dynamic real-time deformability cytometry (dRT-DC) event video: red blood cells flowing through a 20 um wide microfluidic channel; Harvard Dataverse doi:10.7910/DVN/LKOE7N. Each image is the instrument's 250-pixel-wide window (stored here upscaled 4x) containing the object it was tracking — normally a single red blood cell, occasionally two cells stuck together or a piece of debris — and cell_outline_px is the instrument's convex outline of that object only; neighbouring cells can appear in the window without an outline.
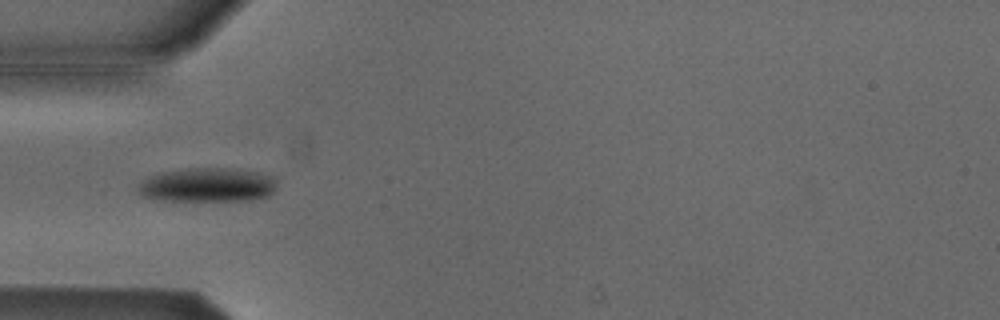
{"species": "Egyptian fruit bat (a non-hibernating species)", "species_latin": "Rousettus aegyptiacus", "temperature_condition": "cold", "stored_images_in_passage": 36, "camera_frame_rate_fps": 3000, "um_per_image_px": 0.085, "animal": {"sex": "male"}, "frame": {"image": 1, "passage_image": 6, "time_ms": 1.667, "image_size_px": [1000, 320], "cell_outline_px": [[276, 188], [268, 196], [252, 200], [164, 200], [140, 196], [136, 188], [144, 180], [160, 172], [188, 168], [224, 168], [256, 172], [276, 176]], "centroid_in_image_um": [17.66, 15.72], "position_along_channel_um": 67.3, "area_um2": 27.51}}
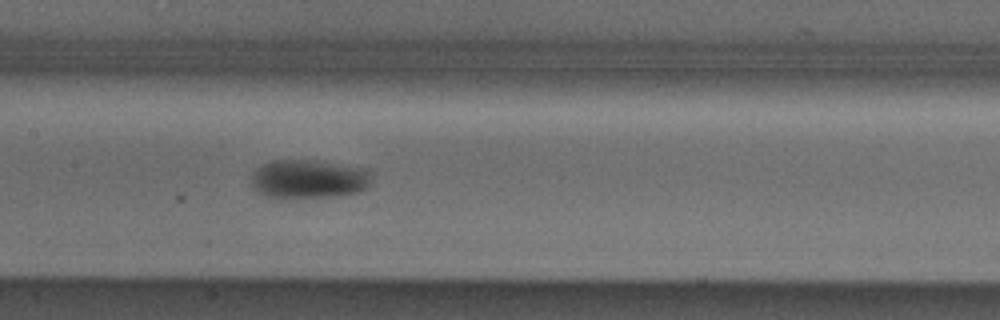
{"frame": {"image": 2, "passage_image": 15, "time_ms": 4.667, "image_size_px": [1000, 320], "cell_outline_px": [[372, 184], [368, 188], [360, 192], [336, 196], [288, 200], [284, 200], [268, 196], [260, 192], [252, 184], [252, 176], [256, 168], [260, 164], [272, 160], [316, 160], [368, 168], [372, 172]], "centroid_in_image_um": [26.31, 15.23], "position_along_channel_um": 181.1, "area_um2": 28.21}}
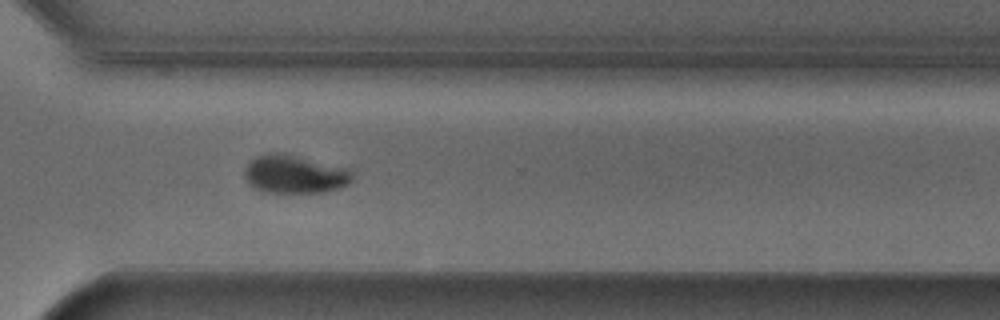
{"frame": {"image": 3, "passage_image": 28, "time_ms": 9.0, "image_size_px": [1000, 320], "cell_outline_px": [[352, 180], [348, 184], [340, 188], [324, 192], [264, 192], [248, 184], [244, 176], [244, 172], [248, 164], [256, 156], [272, 152], [276, 152], [352, 168]], "centroid_in_image_um": [25.07, 14.81], "position_along_channel_um": 345.5, "area_um2": 23.99}, "authors_computed_cell_mechanics": {"area_um2": 25.7788, "velocity_mm_per_s": 3.804, "shape_relaxation_time_tau1_ms": 2.5108, "shape_relaxation_time_tau2_ms": null, "deformation_change_tau1": 0.0853, "deformation_change_tau2": null}}